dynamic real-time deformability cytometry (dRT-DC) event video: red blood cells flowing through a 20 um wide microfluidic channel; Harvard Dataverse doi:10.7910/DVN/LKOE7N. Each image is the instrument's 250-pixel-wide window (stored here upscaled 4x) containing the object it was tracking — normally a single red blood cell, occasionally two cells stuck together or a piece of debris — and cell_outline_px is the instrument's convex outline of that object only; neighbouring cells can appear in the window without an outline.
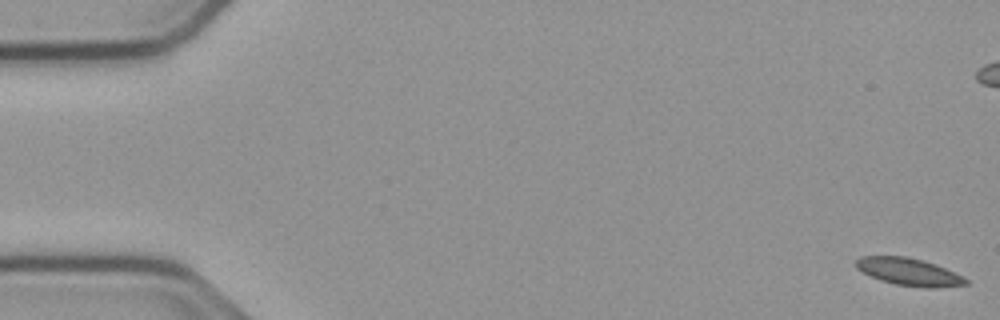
{"species": "common noctule bat (a hibernating species)", "species_latin": "Nyctalus noctula", "temperature_condition": "cold", "stored_images_in_passage": 15, "camera_frame_rate_fps": 3000, "um_per_image_px": 0.085, "animal": {"sex": "male", "body_mass_g": 23.1, "forearm_length_mm": 52.7}, "frame": {"image": 1, "passage_image": 1, "time_ms": 0.0, "image_size_px": [1000, 320], "cell_outline_px": [[968, 284], [936, 288], [928, 288], [896, 284], [880, 280], [856, 268], [856, 260], [860, 256], [908, 256], [936, 264], [968, 280]], "centroid_in_image_um": [77.24, 23.1], "position_along_channel_um": 7.8, "area_um2": 17.28}}